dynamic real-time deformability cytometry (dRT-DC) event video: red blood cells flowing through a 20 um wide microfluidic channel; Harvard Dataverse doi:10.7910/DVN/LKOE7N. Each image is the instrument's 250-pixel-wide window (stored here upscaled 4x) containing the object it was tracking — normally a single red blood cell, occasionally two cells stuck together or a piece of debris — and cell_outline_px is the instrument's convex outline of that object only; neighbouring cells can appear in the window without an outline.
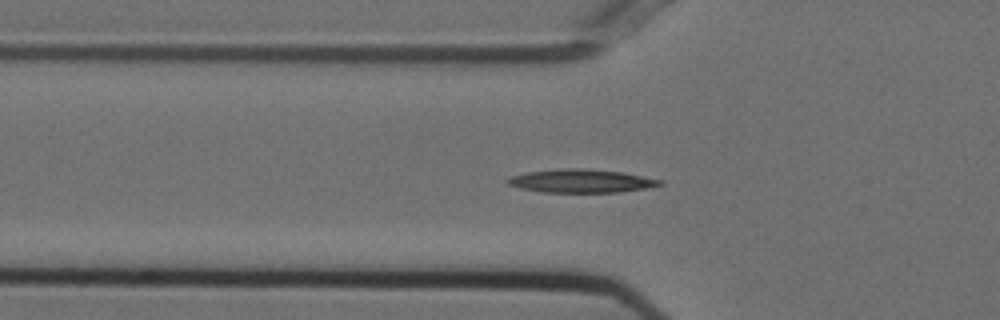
{"species": "Egyptian fruit bat (a non-hibernating species)", "species_latin": "Rousettus aegyptiacus", "temperature_condition": "cold", "stored_images_in_passage": 50, "camera_frame_rate_fps": 3000, "um_per_image_px": 0.085, "animal": {"sex": "female"}, "frame": {"image": 1, "passage_image": 13, "time_ms": 4.0, "image_size_px": [1000, 320], "cell_outline_px": [[664, 184], [644, 188], [620, 192], [540, 192], [520, 188], [508, 184], [504, 180], [512, 176], [528, 172], [560, 168], [584, 168], [624, 172], [660, 180]], "centroid_in_image_um": [49.36, 15.37], "position_along_channel_um": 76.4, "area_um2": 20.63}}
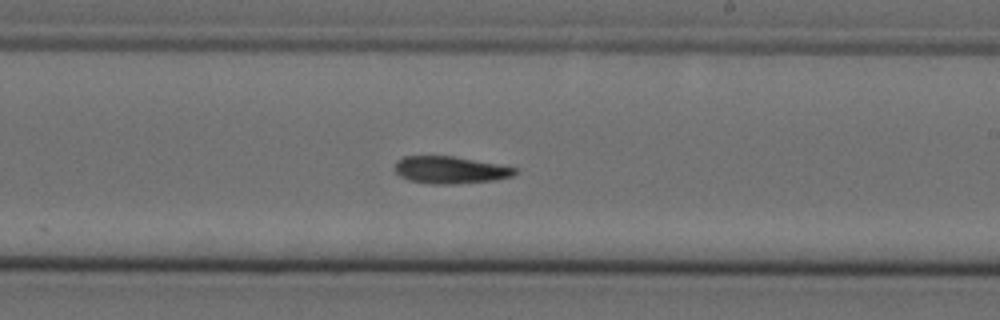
{"frame": {"image": 2, "passage_image": 27, "time_ms": 8.667, "image_size_px": [1000, 320], "cell_outline_px": [[520, 172], [512, 176], [496, 180], [452, 184], [432, 184], [408, 180], [400, 176], [392, 168], [396, 160], [404, 156], [452, 156], [520, 168]], "centroid_in_image_um": [38.27, 14.44], "position_along_channel_um": 250.7, "area_um2": 19.31}}
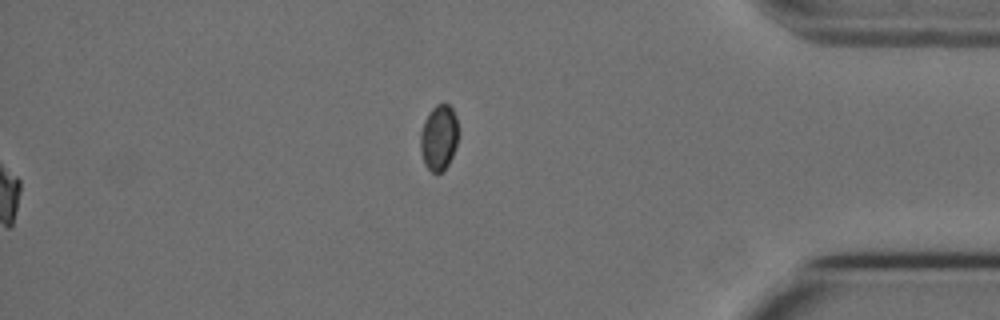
{"frame": {"image": 3, "passage_image": 50, "time_ms": 16.333, "image_size_px": [1000, 320], "cell_outline_px": [[456, 144], [452, 156], [448, 164], [440, 172], [432, 172], [424, 164], [420, 148], [420, 132], [424, 120], [428, 112], [436, 104], [448, 104], [452, 108], [456, 116]], "centroid_in_image_um": [37.26, 11.67], "position_along_channel_um": 397.9, "area_um2": 14.28}}